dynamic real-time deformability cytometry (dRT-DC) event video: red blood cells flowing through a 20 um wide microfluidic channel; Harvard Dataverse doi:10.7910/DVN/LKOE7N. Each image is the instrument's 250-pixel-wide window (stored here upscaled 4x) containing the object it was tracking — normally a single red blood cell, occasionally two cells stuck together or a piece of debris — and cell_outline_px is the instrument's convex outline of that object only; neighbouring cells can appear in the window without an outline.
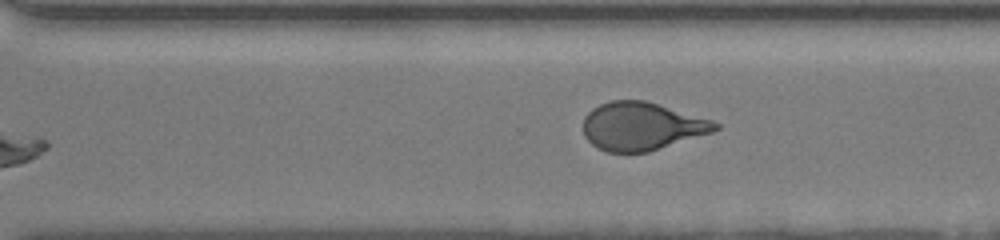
{"species": "human", "species_latin": "Homo sapiens", "temperature_condition": "room temperature", "stored_images_in_passage": 21, "segment_of_instrument_passage": [2, 2], "camera_frame_rate_fps": 3000, "um_per_image_px": 0.085, "donor": {"sex": "female"}, "frame": {"image": 1, "passage_image": 21, "time_ms": 11.0, "image_size_px": [1000, 240], "cell_outline_px": [[720, 128], [712, 132], [648, 152], [608, 152], [596, 148], [584, 136], [584, 116], [592, 108], [600, 104], [612, 100], [644, 100], [712, 120], [720, 124]], "centroid_in_image_um": [54.52, 10.73], "position_along_channel_um": 316.1, "area_um2": 36.76}}